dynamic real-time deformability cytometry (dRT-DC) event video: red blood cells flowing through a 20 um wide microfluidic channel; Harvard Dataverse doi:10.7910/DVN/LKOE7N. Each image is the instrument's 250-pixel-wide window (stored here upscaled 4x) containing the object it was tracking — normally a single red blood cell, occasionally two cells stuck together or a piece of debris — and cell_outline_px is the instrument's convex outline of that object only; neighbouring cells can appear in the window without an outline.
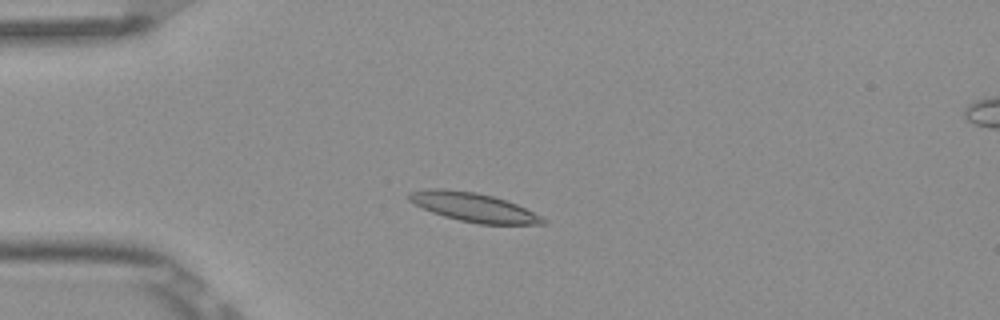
{"species": "Egyptian fruit bat (a non-hibernating species)", "species_latin": "Rousettus aegyptiacus", "temperature_condition": "room temperature", "stored_images_in_passage": 6, "camera_frame_rate_fps": 3000, "um_per_image_px": 0.085, "frame": {"image": 1, "passage_image": 4, "time_ms": 1.0, "image_size_px": [1000, 320], "cell_outline_px": [[548, 220], [544, 224], [480, 224], [460, 220], [444, 216], [432, 212], [408, 200], [408, 192], [428, 188], [440, 188], [476, 192], [492, 196], [516, 204]], "centroid_in_image_um": [40.22, 17.6], "position_along_channel_um": 44.8, "area_um2": 22.25}}
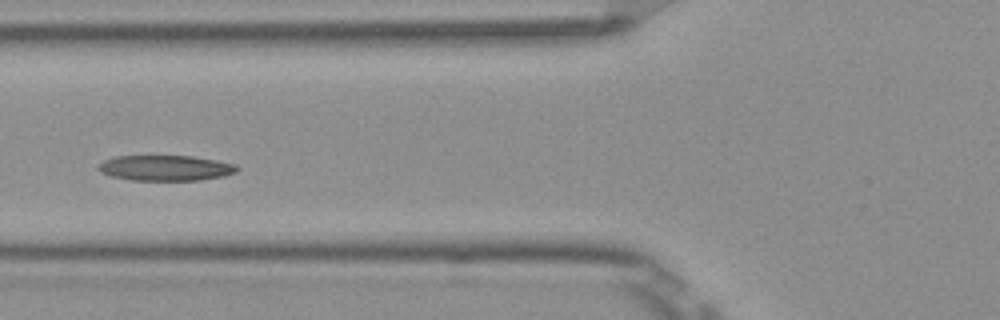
{"frame": {"image": 2, "passage_image": 6, "time_ms": 1.667, "image_size_px": [1000, 320], "cell_outline_px": [[240, 168], [236, 172], [224, 176], [200, 180], [132, 180], [112, 176], [100, 172], [96, 168], [104, 160], [116, 156], [192, 156], [216, 160], [236, 164]], "centroid_in_image_um": [14.09, 14.27], "position_along_channel_um": 111.7, "area_um2": 20.58}}